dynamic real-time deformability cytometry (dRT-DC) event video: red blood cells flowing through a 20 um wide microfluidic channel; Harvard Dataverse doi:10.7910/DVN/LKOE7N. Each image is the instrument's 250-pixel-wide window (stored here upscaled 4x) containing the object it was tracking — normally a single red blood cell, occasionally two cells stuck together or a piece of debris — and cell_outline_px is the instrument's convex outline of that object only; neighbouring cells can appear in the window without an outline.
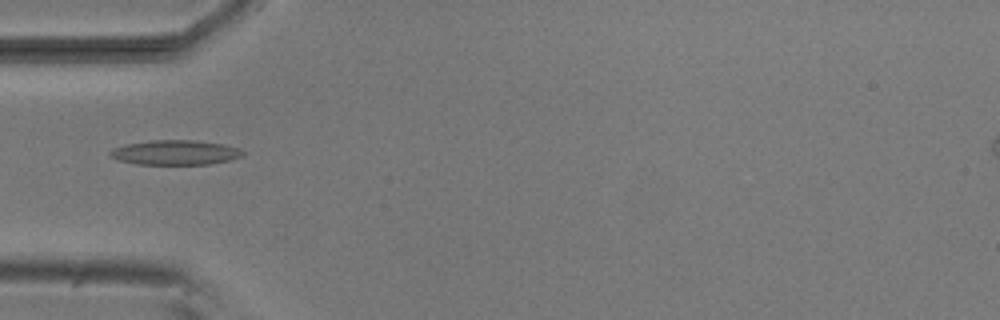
{"species": "common noctule bat (a hibernating species)", "species_latin": "Nyctalus noctula", "temperature_condition": "room temperature", "stored_images_in_passage": 37, "camera_frame_rate_fps": 3000, "um_per_image_px": 0.085, "animal": {"sex": "male", "body_mass_g": 20.5, "forearm_length_mm": 52.5}, "frame": {"image": 1, "passage_image": 1, "time_ms": 0.0, "image_size_px": [1000, 320], "cell_outline_px": [[244, 152], [240, 156], [228, 160], [208, 164], [136, 164], [116, 160], [108, 156], [108, 152], [112, 148], [124, 144], [152, 140], [196, 140], [224, 144], [240, 148]], "centroid_in_image_um": [14.82, 12.95], "position_along_channel_um": 70.2, "area_um2": 19.25}}
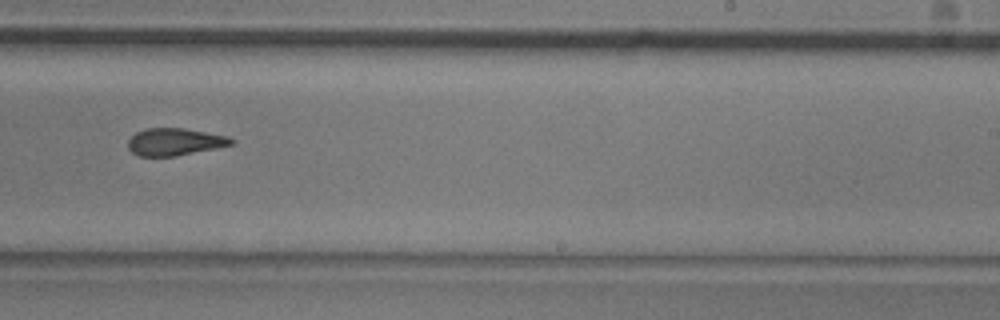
{"frame": {"image": 2, "passage_image": 17, "time_ms": 5.333, "image_size_px": [1000, 320], "cell_outline_px": [[236, 140], [232, 144], [176, 156], [140, 156], [132, 152], [128, 148], [128, 140], [136, 132], [144, 128], [184, 128], [228, 136]], "centroid_in_image_um": [14.83, 12.04], "position_along_channel_um": 274.2, "area_um2": 16.3}}
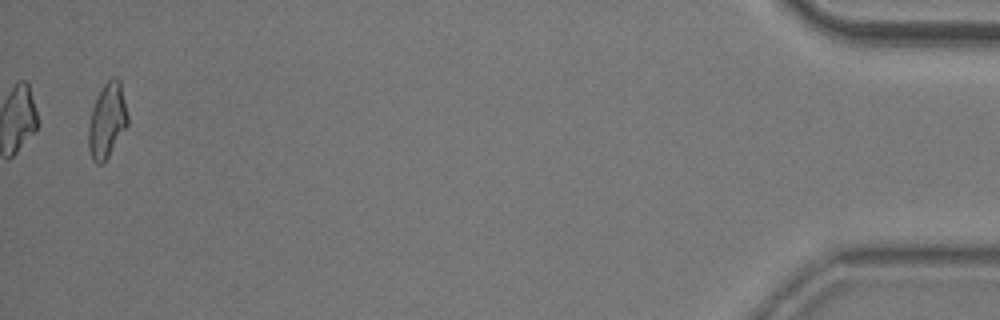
{"frame": {"image": 3, "passage_image": 36, "time_ms": 11.667, "image_size_px": [1000, 320], "cell_outline_px": [[128, 124], [108, 156], [100, 164], [96, 164], [92, 160], [88, 148], [88, 124], [92, 108], [104, 84], [112, 76], [116, 76], [120, 80], [128, 116]], "centroid_in_image_um": [9.09, 10.24], "position_along_channel_um": 426.1, "area_um2": 16.94}, "authors_computed_cell_mechanics": {"area_um2": 17.1666, "velocity_mm_per_s": 3.8135, "shape_relaxation_time_tau1_ms": null, "shape_relaxation_time_tau2_ms": 2.4939, "deformation_change_tau1": null, "deformation_change_tau2": 0.1017}}